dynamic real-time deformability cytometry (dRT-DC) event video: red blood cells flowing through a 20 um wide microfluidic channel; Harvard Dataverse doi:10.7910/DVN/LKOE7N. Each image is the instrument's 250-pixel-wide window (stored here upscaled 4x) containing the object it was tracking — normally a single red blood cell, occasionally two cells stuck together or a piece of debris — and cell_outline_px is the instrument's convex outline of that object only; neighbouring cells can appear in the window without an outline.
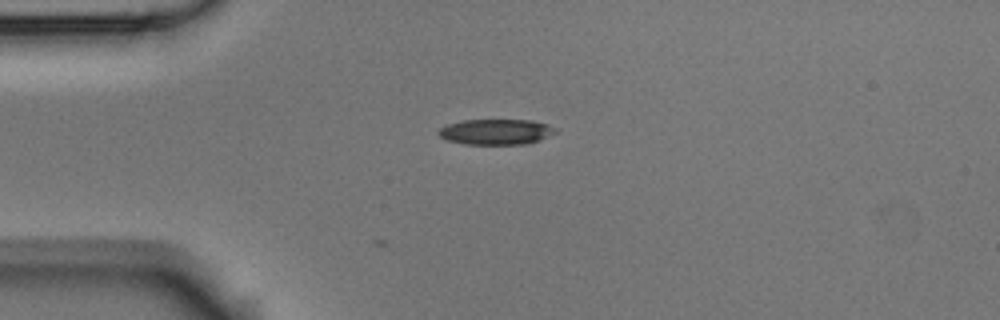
{"species": "Egyptian fruit bat (a non-hibernating species)", "species_latin": "Rousettus aegyptiacus", "temperature_condition": "room temperature", "stored_images_in_passage": 3, "camera_frame_rate_fps": 3000, "um_per_image_px": 0.085, "animal": {"sex": "male"}, "frame": {"image": 1, "passage_image": 1, "time_ms": 0.0, "image_size_px": [1000, 320], "cell_outline_px": [[556, 132], [536, 140], [524, 144], [464, 144], [448, 140], [440, 136], [436, 132], [440, 128], [448, 124], [464, 120], [528, 120], [548, 124], [556, 128]], "centroid_in_image_um": [42.12, 11.2], "position_along_channel_um": 42.9, "area_um2": 17.11}}
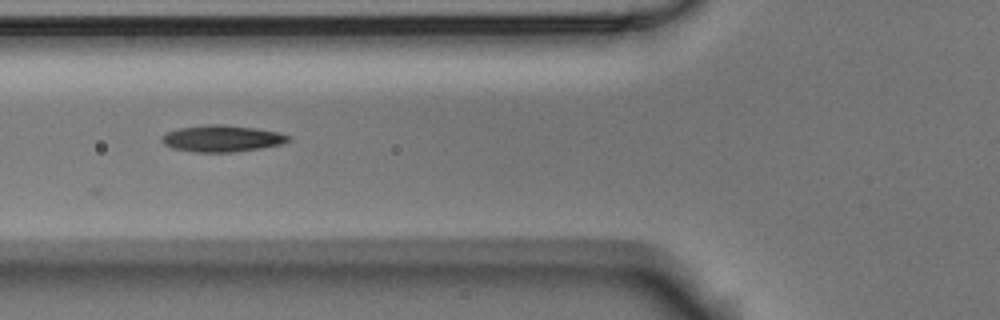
{"frame": {"image": 2, "passage_image": 3, "time_ms": 2.333, "image_size_px": [1000, 320], "cell_outline_px": [[292, 140], [280, 144], [260, 148], [232, 152], [196, 152], [172, 148], [164, 144], [160, 140], [160, 136], [168, 132], [180, 128], [208, 124], [224, 124], [256, 128], [280, 132], [292, 136]], "centroid_in_image_um": [18.89, 11.76], "position_along_channel_um": 106.9, "area_um2": 19.71}}